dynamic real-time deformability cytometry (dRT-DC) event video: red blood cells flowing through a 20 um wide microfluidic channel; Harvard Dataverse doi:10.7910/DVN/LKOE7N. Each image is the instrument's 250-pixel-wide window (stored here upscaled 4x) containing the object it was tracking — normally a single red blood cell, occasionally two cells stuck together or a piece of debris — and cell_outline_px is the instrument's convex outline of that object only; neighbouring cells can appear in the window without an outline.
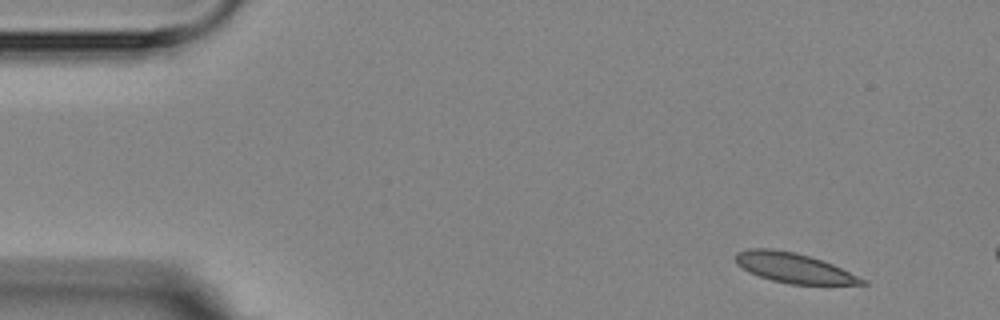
{"species": "Egyptian fruit bat (a non-hibernating species)", "species_latin": "Rousettus aegyptiacus", "temperature_condition": "room temperature", "stored_images_in_passage": 3, "camera_frame_rate_fps": 3000, "um_per_image_px": 0.085, "animal": {"sex": "female"}, "frame": {"image": 1, "passage_image": 1, "time_ms": 0.0, "image_size_px": [1000, 320], "cell_outline_px": [[868, 284], [788, 284], [772, 280], [748, 272], [736, 264], [736, 252], [748, 248], [768, 248], [796, 252], [832, 264], [868, 280]], "centroid_in_image_um": [67.45, 22.77], "position_along_channel_um": 17.5, "area_um2": 21.91}}